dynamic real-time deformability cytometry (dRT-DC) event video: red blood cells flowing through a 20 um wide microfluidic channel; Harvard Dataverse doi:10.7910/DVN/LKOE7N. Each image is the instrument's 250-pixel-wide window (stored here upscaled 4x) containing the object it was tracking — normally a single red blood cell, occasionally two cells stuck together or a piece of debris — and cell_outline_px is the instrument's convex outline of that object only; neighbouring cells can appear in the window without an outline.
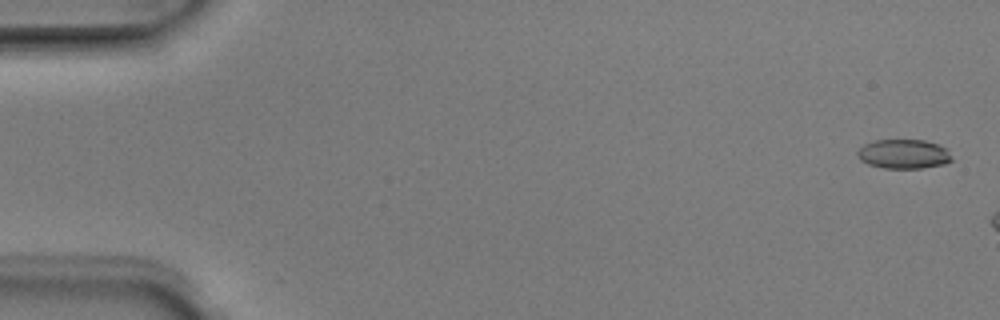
{"species": "Egyptian fruit bat (a non-hibernating species)", "species_latin": "Rousettus aegyptiacus", "temperature_condition": "room temperature", "stored_images_in_passage": 5, "segment_of_instrument_passage": [1, 2], "camera_frame_rate_fps": 3000, "um_per_image_px": 0.085, "animal": {"sex": "male"}, "frame": {"image": 1, "passage_image": 1, "time_ms": 0.0, "image_size_px": [1000, 320], "cell_outline_px": [[952, 160], [944, 164], [920, 168], [884, 168], [868, 164], [860, 160], [856, 152], [864, 144], [876, 140], [924, 140], [940, 144], [948, 148]], "centroid_in_image_um": [76.83, 13.08], "position_along_channel_um": 8.2, "area_um2": 16.18}}